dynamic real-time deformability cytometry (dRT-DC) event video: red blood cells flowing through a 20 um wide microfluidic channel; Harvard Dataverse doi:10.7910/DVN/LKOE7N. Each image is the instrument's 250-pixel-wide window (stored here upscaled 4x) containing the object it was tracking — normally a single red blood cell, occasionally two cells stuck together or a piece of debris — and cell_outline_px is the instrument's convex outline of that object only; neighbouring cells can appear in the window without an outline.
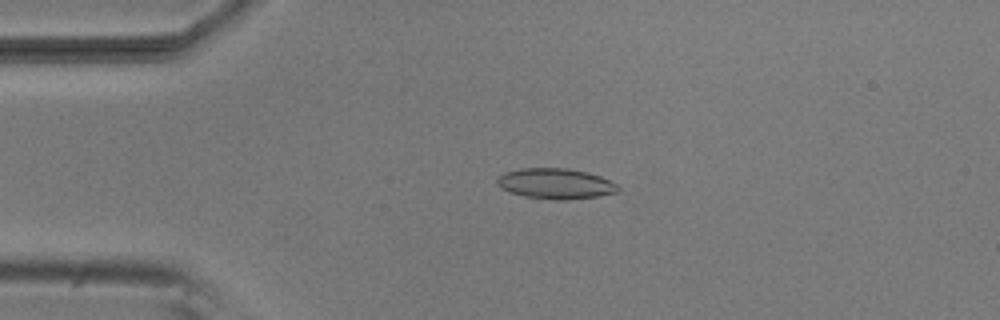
{"species": "common noctule bat (a hibernating species)", "species_latin": "Nyctalus noctula", "temperature_condition": "room temperature", "stored_images_in_passage": 53, "camera_frame_rate_fps": 3000, "um_per_image_px": 0.085, "animal": {"sex": "male", "body_mass_g": 20.5, "forearm_length_mm": 52.5}, "frame": {"image": 1, "passage_image": 12, "time_ms": 3.667, "image_size_px": [1000, 320], "cell_outline_px": [[620, 192], [600, 196], [564, 200], [556, 200], [524, 196], [500, 188], [496, 184], [496, 180], [504, 172], [520, 168], [568, 168], [588, 172], [600, 176], [616, 184], [620, 188]], "centroid_in_image_um": [47.24, 15.61], "position_along_channel_um": 37.8, "area_um2": 21.62}}
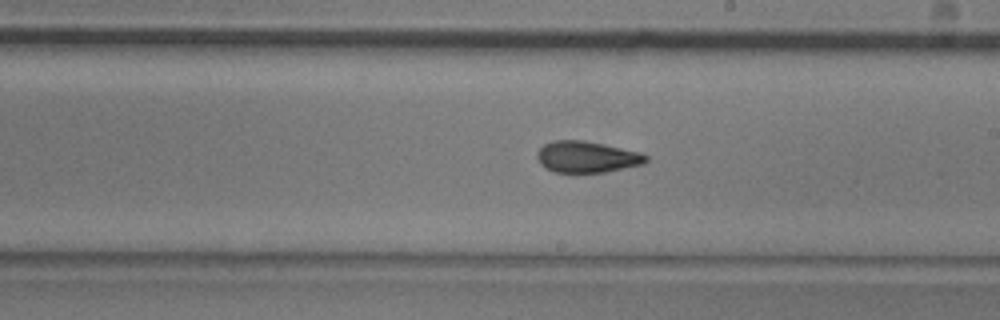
{"frame": {"image": 2, "passage_image": 30, "time_ms": 9.667, "image_size_px": [1000, 320], "cell_outline_px": [[648, 160], [644, 164], [608, 172], [552, 172], [544, 168], [536, 160], [536, 152], [544, 144], [552, 140], [584, 140], [604, 144], [640, 152], [648, 156]], "centroid_in_image_um": [49.86, 13.34], "position_along_channel_um": 239.1, "area_um2": 20.23}}
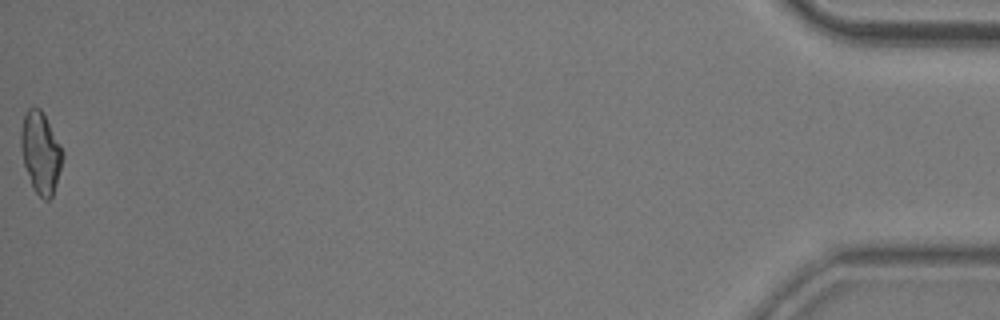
{"frame": {"image": 3, "passage_image": 53, "time_ms": 17.333, "image_size_px": [1000, 320], "cell_outline_px": [[64, 156], [56, 184], [52, 196], [48, 200], [44, 200], [32, 188], [24, 164], [20, 144], [20, 132], [24, 116], [28, 108], [40, 108], [64, 152]], "centroid_in_image_um": [3.45, 12.99], "position_along_channel_um": 431.8, "area_um2": 19.54}, "authors_computed_cell_mechanics": {"area_um2": 20.1722, "velocity_mm_per_s": 3.8328, "shape_relaxation_time_tau1_ms": 6.5839, "shape_relaxation_time_tau2_ms": 1.8959, "deformation_change_tau1": 0.1689, "deformation_change_tau2": 0.0818}}